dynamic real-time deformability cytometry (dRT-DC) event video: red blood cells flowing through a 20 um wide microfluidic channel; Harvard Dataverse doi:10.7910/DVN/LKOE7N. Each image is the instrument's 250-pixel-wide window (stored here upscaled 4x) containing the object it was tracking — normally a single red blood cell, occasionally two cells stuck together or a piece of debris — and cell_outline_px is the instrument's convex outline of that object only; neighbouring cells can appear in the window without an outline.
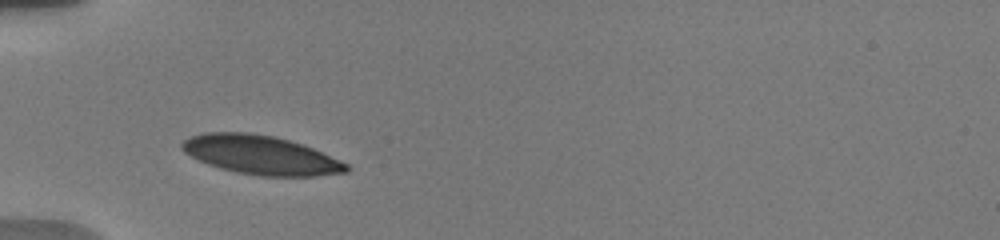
{"species": "human", "species_latin": "Homo sapiens", "temperature_condition": "warm", "stored_images_in_passage": 15, "camera_frame_rate_fps": 3000, "um_per_image_px": 0.085, "donor": {"sex": "male"}, "frame": {"image": 1, "passage_image": 1, "time_ms": 0.0, "image_size_px": [1000, 240], "cell_outline_px": [[348, 172], [316, 176], [260, 176], [236, 172], [220, 168], [208, 164], [184, 152], [180, 148], [180, 144], [184, 140], [192, 136], [204, 132], [248, 132], [272, 136], [304, 144], [340, 160], [348, 164]], "centroid_in_image_um": [22.17, 13.17], "position_along_channel_um": 62.8, "area_um2": 37.22}}
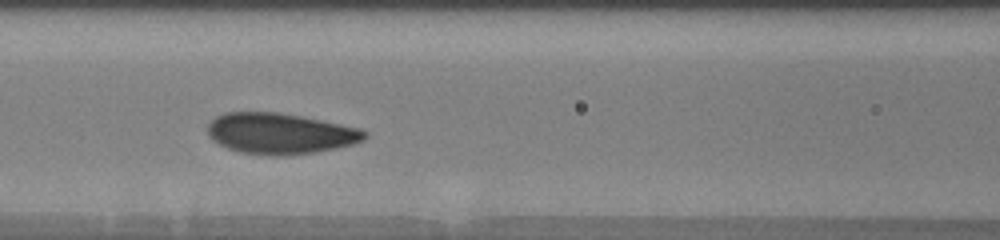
{"frame": {"image": 2, "passage_image": 12, "time_ms": 2.333, "image_size_px": [1000, 240], "cell_outline_px": [[368, 136], [364, 140], [352, 144], [336, 148], [316, 152], [280, 156], [272, 156], [240, 152], [228, 148], [212, 140], [208, 136], [208, 124], [216, 116], [224, 112], [280, 112], [360, 128], [368, 132]], "centroid_in_image_um": [23.81, 11.35], "position_along_channel_um": 142.8, "area_um2": 37.45}}
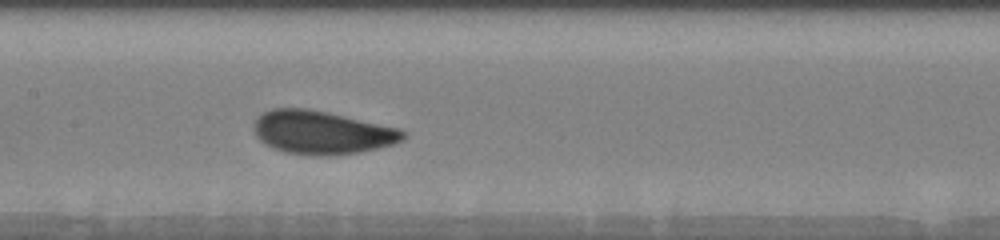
{"frame": {"image": 3, "passage_image": 15, "time_ms": 3.333, "image_size_px": [1000, 240], "cell_outline_px": [[408, 132], [404, 140], [380, 148], [360, 152], [324, 156], [312, 156], [288, 152], [272, 148], [264, 144], [256, 136], [252, 124], [264, 112], [272, 108], [308, 108], [328, 112], [400, 128]], "centroid_in_image_um": [27.38, 11.26], "position_along_channel_um": 180.0, "area_um2": 37.97}}